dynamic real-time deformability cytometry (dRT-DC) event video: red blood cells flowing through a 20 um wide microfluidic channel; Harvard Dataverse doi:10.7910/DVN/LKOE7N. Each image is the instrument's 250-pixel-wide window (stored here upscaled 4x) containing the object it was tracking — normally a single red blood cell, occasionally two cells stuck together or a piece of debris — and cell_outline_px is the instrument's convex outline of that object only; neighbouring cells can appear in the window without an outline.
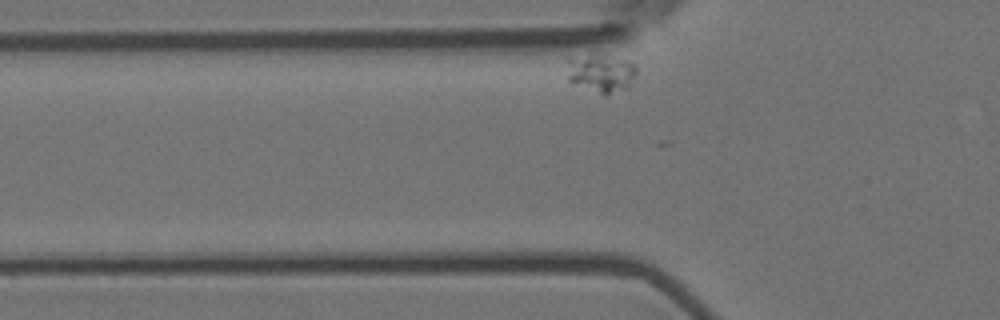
{"species": "Egyptian fruit bat (a non-hibernating species)", "species_latin": "Rousettus aegyptiacus", "temperature_condition": "room temperature", "stored_images_in_passage": 7, "camera_frame_rate_fps": 3000, "um_per_image_px": 0.085, "animal": {"sex": "female"}, "frame": {"image": 1, "passage_image": 2, "time_ms": 0.333, "image_size_px": [1000, 320], "cell_outline_px": [[636, 72], [628, 88], [604, 96], [568, 80], [568, 60], [592, 52], [632, 64], [636, 68]], "centroid_in_image_um": [51.06, 6.24], "position_along_channel_um": 74.7, "area_um2": 15.09}}
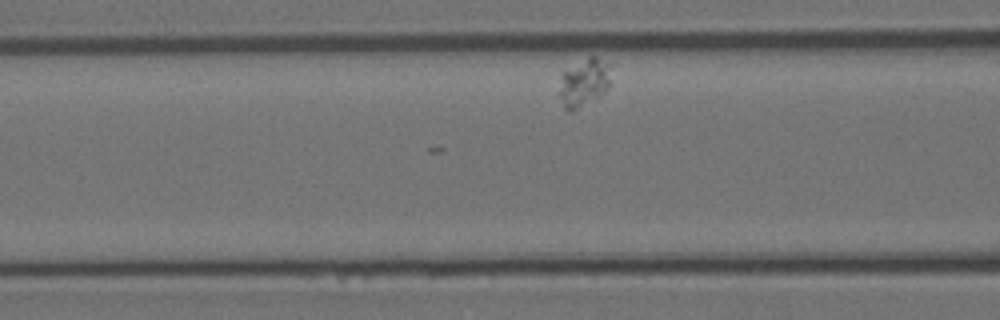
{"frame": {"image": 2, "passage_image": 7, "time_ms": 2.0, "image_size_px": [1000, 320], "cell_outline_px": [[608, 88], [600, 96], [572, 112], [568, 112], [564, 108], [560, 96], [560, 72], [592, 56], [596, 56], [604, 64], [608, 80]], "centroid_in_image_um": [49.54, 7.09], "position_along_channel_um": 117.1, "area_um2": 13.76}}